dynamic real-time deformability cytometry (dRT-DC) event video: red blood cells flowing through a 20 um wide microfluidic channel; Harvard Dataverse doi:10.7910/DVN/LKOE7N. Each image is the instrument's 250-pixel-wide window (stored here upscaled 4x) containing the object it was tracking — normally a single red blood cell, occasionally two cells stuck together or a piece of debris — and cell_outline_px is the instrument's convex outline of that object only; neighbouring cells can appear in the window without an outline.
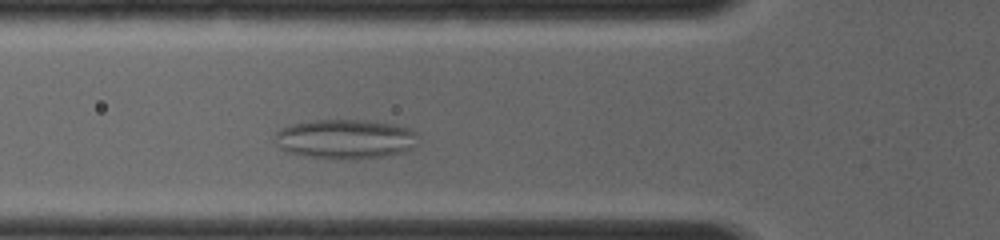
{"species": "common noctule bat (a hibernating species)", "species_latin": "Nyctalus noctula", "temperature_condition": "room temperature", "stored_images_in_passage": 7, "camera_frame_rate_fps": 4000, "um_per_image_px": 0.085, "animal": {"sex": "female", "body_mass_g": 19.0, "forearm_length_mm": 56.7}, "frame": {"image": 1, "passage_image": 4, "time_ms": 2.0, "image_size_px": [1000, 240], "cell_outline_px": [[420, 136], [412, 148], [404, 152], [380, 156], [304, 156], [288, 152], [280, 148], [276, 144], [276, 132], [280, 128], [292, 124], [316, 120], [364, 120], [392, 124], [408, 128], [416, 132]], "centroid_in_image_um": [29.35, 11.77], "position_along_channel_um": 96.4, "area_um2": 31.85}}